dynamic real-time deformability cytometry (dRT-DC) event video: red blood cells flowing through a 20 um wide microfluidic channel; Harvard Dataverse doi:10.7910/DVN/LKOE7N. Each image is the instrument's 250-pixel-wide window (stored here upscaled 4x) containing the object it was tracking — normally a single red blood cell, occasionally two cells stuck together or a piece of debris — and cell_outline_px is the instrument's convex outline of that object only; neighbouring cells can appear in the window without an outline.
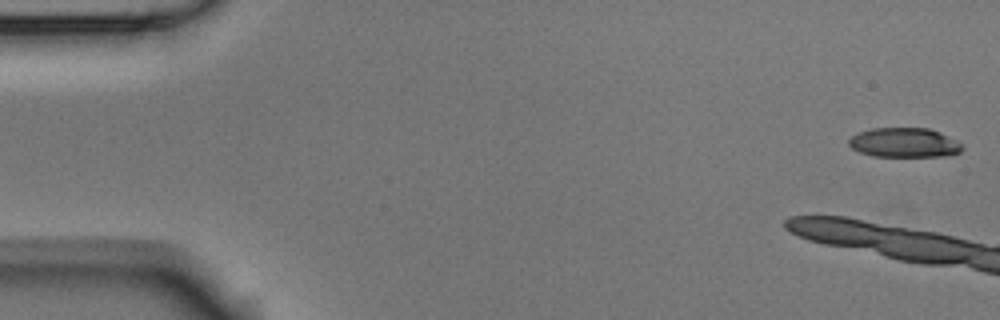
{"species": "Egyptian fruit bat (a non-hibernating species)", "species_latin": "Rousettus aegyptiacus", "temperature_condition": "room temperature", "stored_images_in_passage": 12, "camera_frame_rate_fps": 3000, "um_per_image_px": 0.085, "animal": {"sex": "male"}, "frame": {"image": 1, "passage_image": 1, "time_ms": 0.0, "image_size_px": [1000, 320], "cell_outline_px": [[964, 148], [960, 152], [952, 156], [872, 156], [860, 152], [852, 148], [848, 144], [848, 140], [852, 136], [860, 132], [872, 128], [928, 128], [940, 132], [964, 144]], "centroid_in_image_um": [76.91, 12.13], "position_along_channel_um": 8.1, "area_um2": 19.65}}